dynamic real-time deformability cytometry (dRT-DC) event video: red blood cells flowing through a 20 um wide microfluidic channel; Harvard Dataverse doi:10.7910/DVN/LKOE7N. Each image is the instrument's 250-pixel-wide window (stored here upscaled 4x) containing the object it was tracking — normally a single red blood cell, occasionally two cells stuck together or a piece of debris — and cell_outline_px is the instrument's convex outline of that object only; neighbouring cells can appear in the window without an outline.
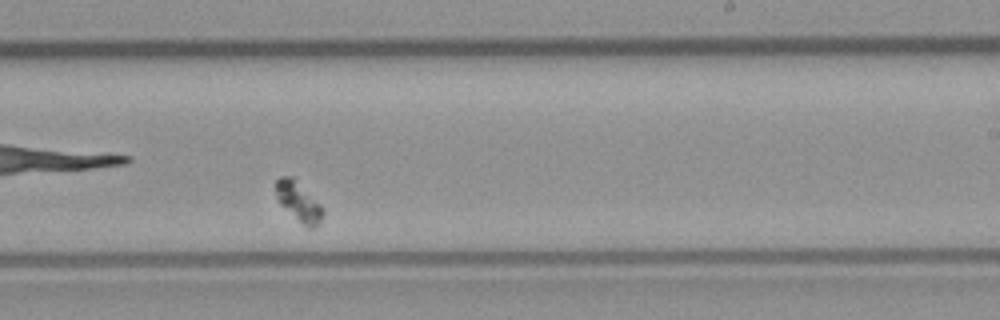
{"species": "common noctule bat (a hibernating species)", "species_latin": "Nyctalus noctula", "temperature_condition": "room temperature", "stored_images_in_passage": 40, "camera_frame_rate_fps": 3000, "um_per_image_px": 0.085, "animal": {"sex": "male", "body_mass_g": 23.1, "forearm_length_mm": 52.7}, "frame": {"image": 1, "passage_image": 23, "time_ms": 7.333, "image_size_px": [1000, 320], "cell_outline_px": [[324, 212], [320, 220], [312, 228], [308, 228], [280, 204], [276, 196], [276, 180], [280, 176], [292, 176], [324, 208]], "centroid_in_image_um": [25.37, 17.11], "position_along_channel_um": 263.6, "area_um2": 10.46}}
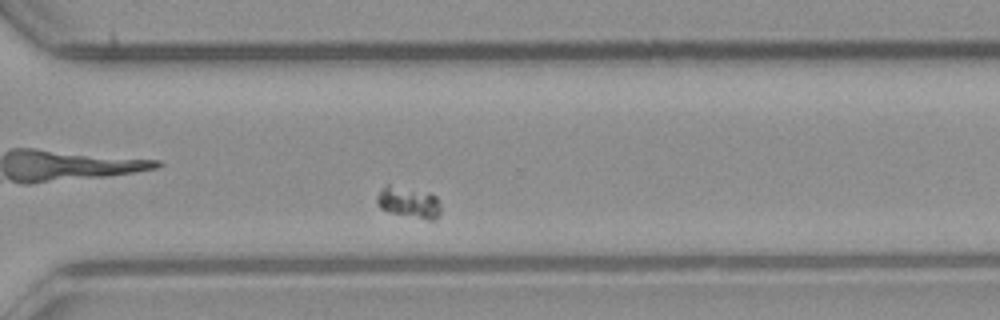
{"frame": {"image": 2, "passage_image": 29, "time_ms": 9.333, "image_size_px": [1000, 320], "cell_outline_px": [[440, 212], [436, 220], [428, 220], [392, 212], [380, 208], [376, 204], [376, 196], [388, 184], [432, 192], [436, 196], [440, 204]], "centroid_in_image_um": [34.78, 17.18], "position_along_channel_um": 335.8, "area_um2": 11.68}}